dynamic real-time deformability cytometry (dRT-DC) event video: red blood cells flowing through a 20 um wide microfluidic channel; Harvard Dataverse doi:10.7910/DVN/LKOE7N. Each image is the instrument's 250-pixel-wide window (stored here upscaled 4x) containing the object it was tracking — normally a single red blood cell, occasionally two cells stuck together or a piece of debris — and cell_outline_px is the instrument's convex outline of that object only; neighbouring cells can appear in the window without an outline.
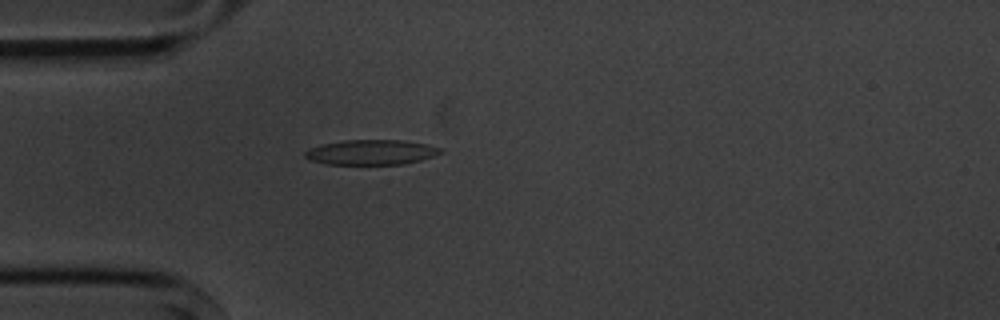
{"species": "common noctule bat (a hibernating species)", "species_latin": "Nyctalus noctula", "temperature_condition": "cold", "stored_images_in_passage": 3, "camera_frame_rate_fps": 3000, "um_per_image_px": 0.085, "animal": {"sex": "male", "body_mass_g": 20.1, "forearm_length_mm": 53.5}, "frame": {"image": 1, "passage_image": 3, "time_ms": 2.333, "image_size_px": [1000, 320], "cell_outline_px": [[444, 152], [420, 160], [404, 164], [324, 164], [308, 160], [304, 156], [304, 152], [308, 148], [320, 144], [344, 140], [400, 140], [428, 144], [444, 148]], "centroid_in_image_um": [31.53, 12.94], "position_along_channel_um": 53.5, "area_um2": 20.0}}